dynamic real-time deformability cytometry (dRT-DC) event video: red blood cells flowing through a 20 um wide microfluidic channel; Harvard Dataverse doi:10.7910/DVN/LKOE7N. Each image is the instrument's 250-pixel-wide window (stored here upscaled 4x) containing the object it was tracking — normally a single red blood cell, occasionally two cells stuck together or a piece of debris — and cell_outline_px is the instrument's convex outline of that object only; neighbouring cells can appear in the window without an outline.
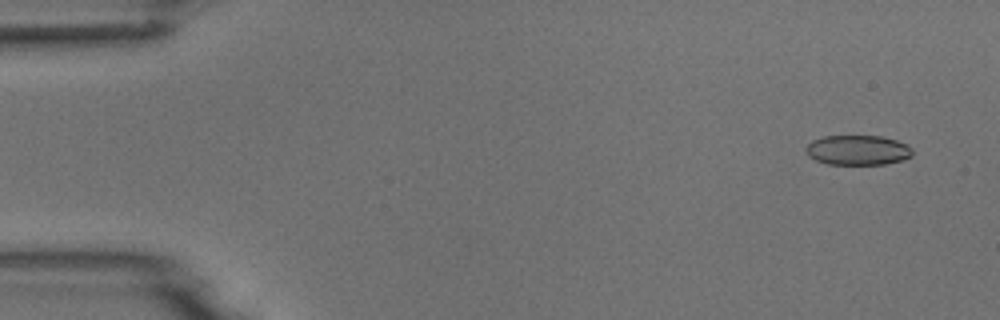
{"species": "common noctule bat (a hibernating species)", "species_latin": "Nyctalus noctula", "temperature_condition": "room temperature", "stored_images_in_passage": 5, "camera_frame_rate_fps": 3000, "um_per_image_px": 0.085, "animal": {"sex": "male", "body_mass_g": 18.8}, "frame": {"image": 1, "passage_image": 1, "time_ms": 0.0, "image_size_px": [1000, 320], "cell_outline_px": [[912, 156], [904, 160], [884, 164], [828, 164], [816, 160], [808, 156], [804, 148], [812, 140], [824, 136], [880, 136], [896, 140], [912, 148]], "centroid_in_image_um": [72.89, 12.76], "position_along_channel_um": 12.1, "area_um2": 18.55}}
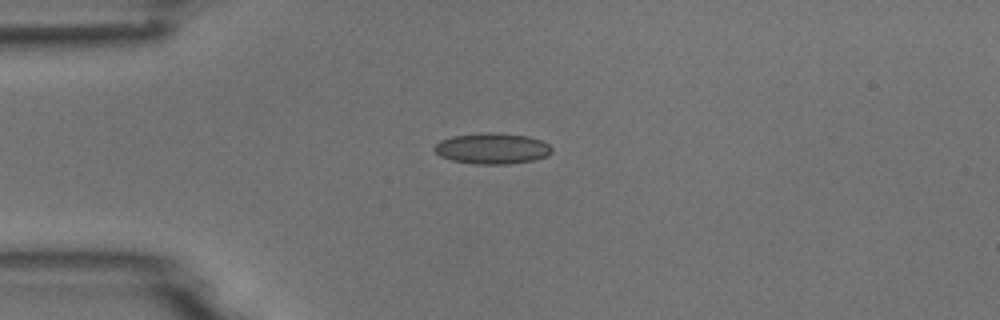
{"frame": {"image": 2, "passage_image": 4, "time_ms": 3.333, "image_size_px": [1000, 320], "cell_outline_px": [[552, 152], [548, 156], [532, 160], [508, 164], [476, 164], [452, 160], [440, 156], [432, 148], [440, 140], [452, 136], [484, 132], [492, 132], [528, 136], [540, 140], [548, 144], [552, 148]], "centroid_in_image_um": [41.83, 12.62], "position_along_channel_um": 43.2, "area_um2": 21.15}}
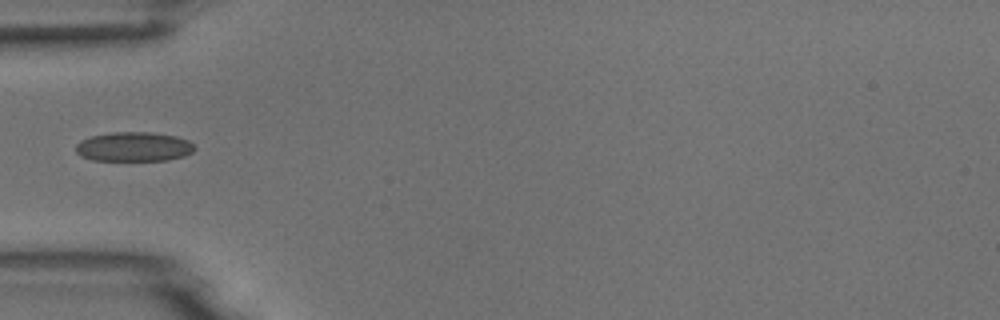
{"frame": {"image": 3, "passage_image": 5, "time_ms": 4.667, "image_size_px": [1000, 320], "cell_outline_px": [[196, 148], [192, 152], [184, 156], [168, 160], [92, 160], [80, 156], [76, 152], [76, 144], [80, 140], [92, 136], [112, 132], [152, 132], [176, 136], [188, 140]], "centroid_in_image_um": [11.37, 12.47], "position_along_channel_um": 73.6, "area_um2": 20.4}}